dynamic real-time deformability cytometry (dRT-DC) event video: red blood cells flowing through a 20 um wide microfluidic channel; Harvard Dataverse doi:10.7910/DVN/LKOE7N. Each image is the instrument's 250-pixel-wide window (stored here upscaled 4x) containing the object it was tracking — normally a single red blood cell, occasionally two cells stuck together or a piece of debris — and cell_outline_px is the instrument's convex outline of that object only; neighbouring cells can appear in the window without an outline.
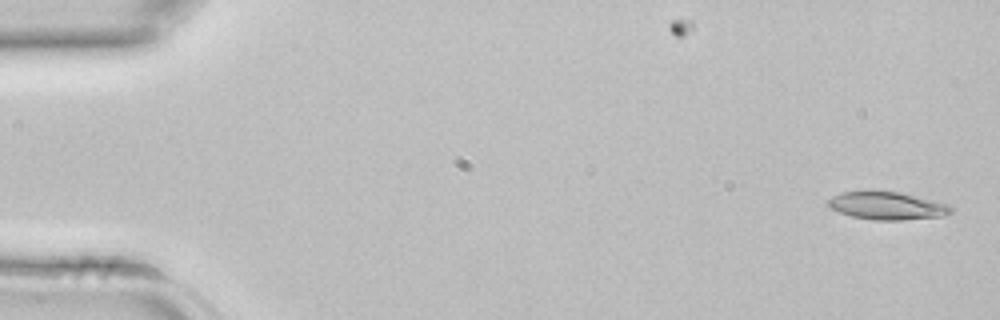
{"species": "common noctule bat (a hibernating species)", "species_latin": "Nyctalus noctula", "temperature_condition": "room temperature", "stored_images_in_passage": 3, "camera_frame_rate_fps": 3000, "um_per_image_px": 0.085, "animal": {"sex": "female", "body_mass_g": 22.7, "forearm_length_mm": 54.2}, "frame": {"image": 1, "passage_image": 1, "time_ms": 0.0, "image_size_px": [1000, 320], "cell_outline_px": [[952, 212], [940, 216], [904, 220], [876, 220], [852, 216], [828, 208], [824, 204], [832, 196], [840, 192], [900, 192], [948, 204], [952, 208]], "centroid_in_image_um": [75.35, 17.5], "position_along_channel_um": 9.6, "area_um2": 19.65}}
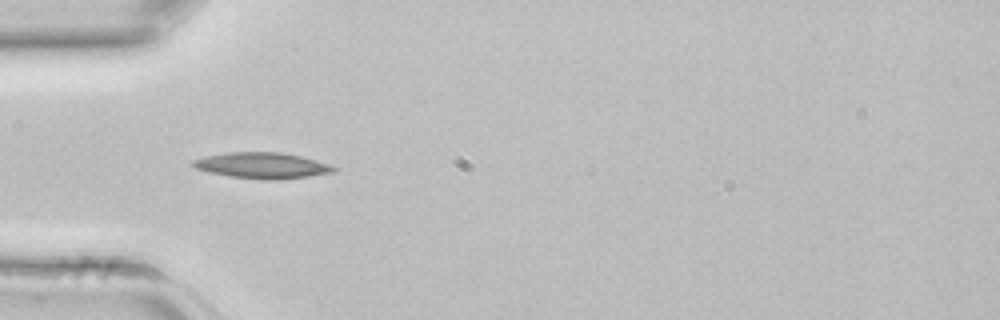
{"frame": {"image": 2, "passage_image": 3, "time_ms": 0.667, "image_size_px": [1000, 320], "cell_outline_px": [[336, 172], [308, 176], [276, 180], [264, 180], [228, 176], [208, 172], [196, 168], [192, 164], [192, 160], [204, 156], [228, 152], [284, 152], [332, 164], [336, 168]], "centroid_in_image_um": [22.3, 14.06], "position_along_channel_um": 62.7, "area_um2": 21.44}}